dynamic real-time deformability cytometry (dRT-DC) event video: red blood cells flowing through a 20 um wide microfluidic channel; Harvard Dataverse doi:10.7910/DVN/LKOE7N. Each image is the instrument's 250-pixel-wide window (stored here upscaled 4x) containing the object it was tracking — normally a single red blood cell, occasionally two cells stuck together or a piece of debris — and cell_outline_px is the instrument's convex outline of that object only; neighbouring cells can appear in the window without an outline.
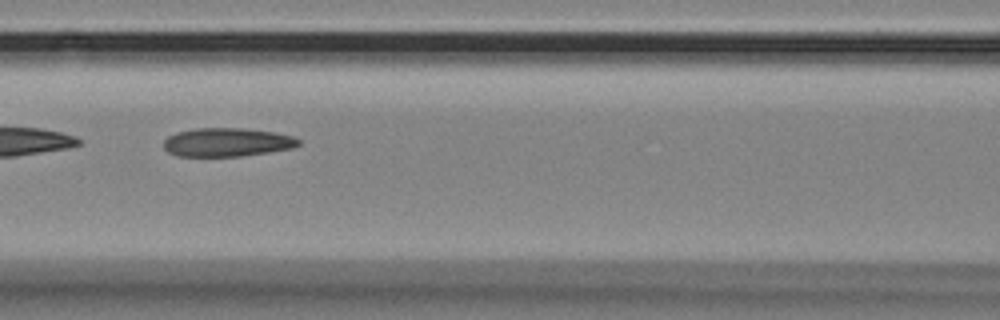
{"species": "Egyptian fruit bat (a non-hibernating species)", "species_latin": "Rousettus aegyptiacus", "temperature_condition": "room temperature", "stored_images_in_passage": 51, "camera_frame_rate_fps": 3000, "um_per_image_px": 0.085, "animal": {"sex": "female"}, "frame": {"image": 1, "passage_image": 19, "time_ms": 6.0, "image_size_px": [1000, 320], "cell_outline_px": [[300, 144], [292, 148], [240, 156], [180, 156], [168, 152], [164, 148], [164, 140], [168, 136], [176, 132], [196, 128], [244, 128], [272, 132], [296, 136], [300, 140]], "centroid_in_image_um": [19.3, 12.08], "position_along_channel_um": 147.3, "area_um2": 22.43}}
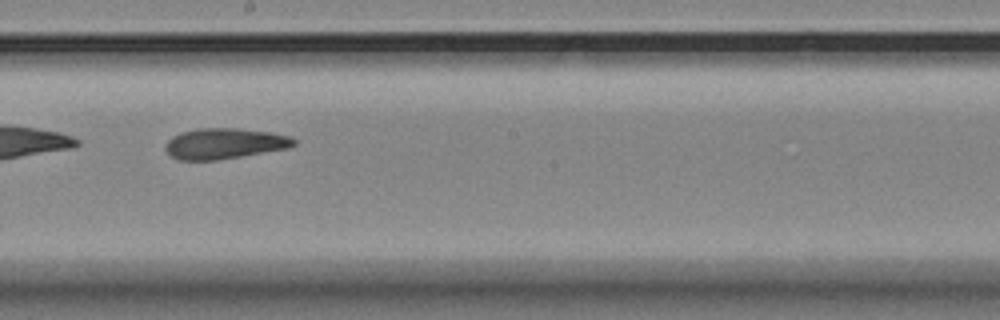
{"frame": {"image": 2, "passage_image": 26, "time_ms": 8.333, "image_size_px": [1000, 320], "cell_outline_px": [[296, 144], [288, 148], [216, 160], [176, 160], [168, 156], [164, 148], [168, 140], [172, 136], [184, 132], [200, 128], [236, 128], [268, 132], [288, 136], [296, 140]], "centroid_in_image_um": [19.02, 12.21], "position_along_channel_um": 229.2, "area_um2": 22.83}}
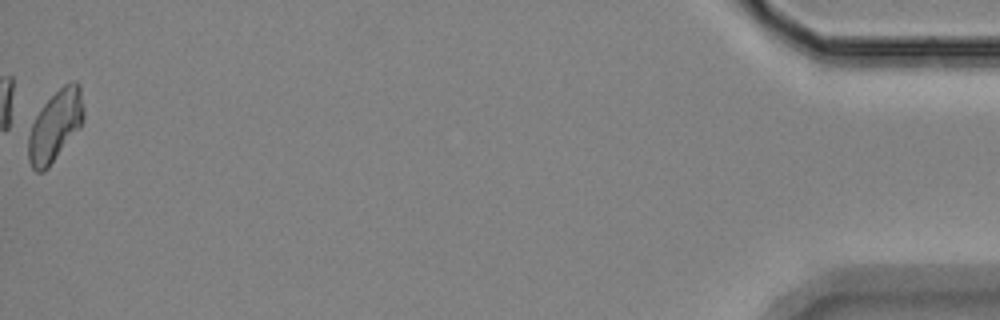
{"frame": {"image": 3, "passage_image": 51, "time_ms": 16.667, "image_size_px": [1000, 320], "cell_outline_px": [[84, 120], [80, 128], [48, 168], [44, 172], [36, 172], [32, 168], [28, 160], [28, 136], [32, 124], [40, 108], [64, 84], [72, 80], [76, 80], [80, 84], [84, 108]], "centroid_in_image_um": [4.71, 10.69], "position_along_channel_um": 430.5, "area_um2": 23.0}, "authors_computed_cell_mechanics": {"area_um2": 23.0622, "velocity_mm_per_s": 3.5137, "shape_relaxation_time_tau1_ms": 10.2032, "shape_relaxation_time_tau2_ms": 4.3294, "deformation_change_tau1": 0.1761, "deformation_change_tau2": 0.107}}